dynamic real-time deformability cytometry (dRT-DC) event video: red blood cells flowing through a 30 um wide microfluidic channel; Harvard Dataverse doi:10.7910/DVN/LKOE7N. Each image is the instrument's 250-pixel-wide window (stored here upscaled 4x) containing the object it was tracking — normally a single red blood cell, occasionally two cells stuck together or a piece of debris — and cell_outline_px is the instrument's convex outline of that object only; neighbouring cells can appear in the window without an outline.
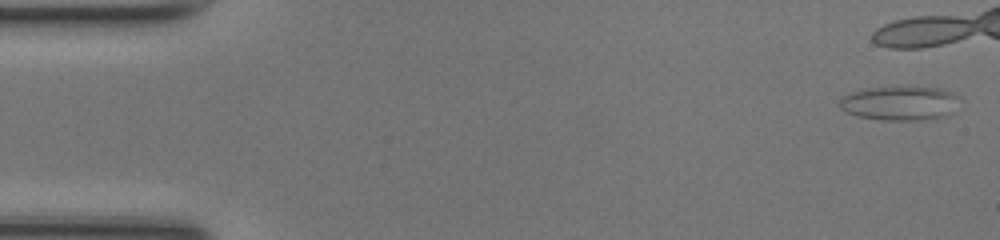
{"species": "common noctule bat (a hibernating species)", "species_latin": "Nyctalus noctula", "temperature_condition": "room temperature", "stored_images_in_passage": 38, "camera_frame_rate_fps": 3000, "um_per_image_px": 0.085, "animal": {"sex": "female", "body_mass_g": 17.0, "forearm_length_mm": 48.0}, "frame": {"image": 1, "passage_image": 1, "time_ms": 0.0, "image_size_px": [1000, 240], "cell_outline_px": [[960, 96], [952, 112], [948, 116], [916, 120], [884, 120], [860, 116], [844, 112], [840, 108], [840, 100], [844, 96], [852, 92], [868, 88], [940, 88], [952, 92]], "centroid_in_image_um": [76.5, 8.79], "position_along_channel_um": 8.5, "area_um2": 23.47}, "authors_computed_cell_mechanics": {"area_um2": 17.629, "velocity_mm_per_s": 4.1989, "shape_relaxation_time_tau1_ms": null, "shape_relaxation_time_tau2_ms": 1.283, "deformation_change_tau1": null, "deformation_change_tau2": 0.0655}}